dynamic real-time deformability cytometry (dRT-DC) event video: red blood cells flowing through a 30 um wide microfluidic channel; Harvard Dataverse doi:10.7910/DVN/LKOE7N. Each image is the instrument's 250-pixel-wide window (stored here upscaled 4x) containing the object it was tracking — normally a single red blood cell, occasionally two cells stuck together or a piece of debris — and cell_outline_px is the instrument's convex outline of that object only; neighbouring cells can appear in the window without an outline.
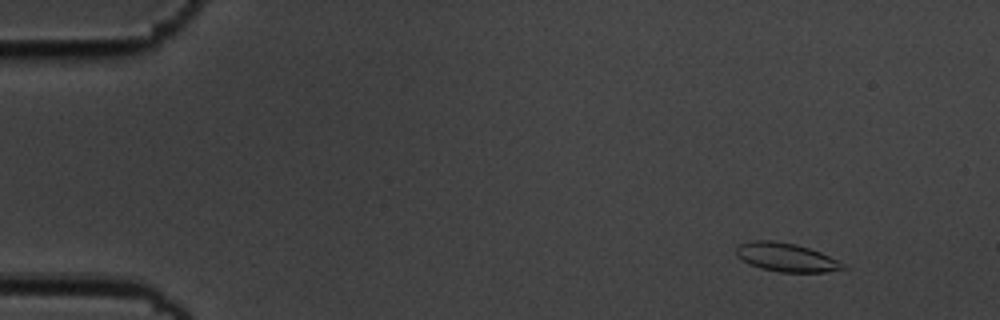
{"species": "common noctule bat (a hibernating species)", "species_latin": "Nyctalus noctula", "temperature_condition": "cold", "stored_images_in_passage": 55, "camera_frame_rate_fps": 3000, "um_per_image_px": 0.085, "animal": {"sex": "male", "body_mass_g": 19.5, "forearm_length_mm": 54.6}, "frame": {"image": 1, "passage_image": 5, "time_ms": 1.333, "image_size_px": [1000, 320], "cell_outline_px": [[848, 268], [824, 272], [780, 272], [760, 268], [748, 264], [736, 256], [736, 248], [740, 244], [752, 240], [772, 240], [796, 244], [820, 252], [844, 264]], "centroid_in_image_um": [66.78, 21.87], "position_along_channel_um": 18.2, "area_um2": 17.74}}
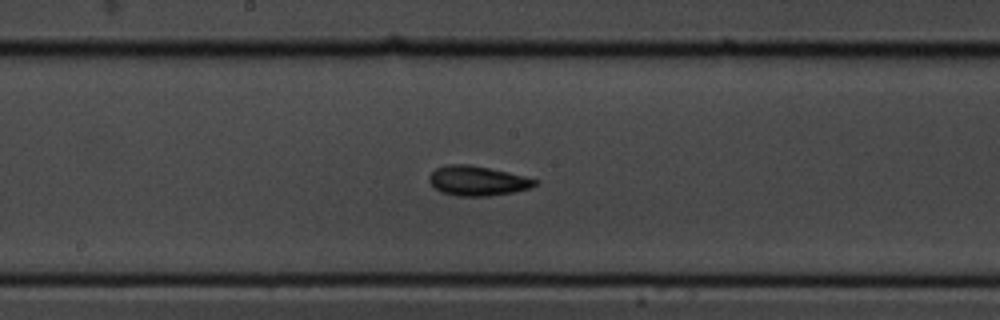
{"frame": {"image": 2, "passage_image": 29, "time_ms": 9.333, "image_size_px": [1000, 320], "cell_outline_px": [[540, 184], [532, 188], [512, 192], [488, 196], [456, 196], [440, 192], [428, 180], [428, 176], [436, 168], [448, 164], [468, 164], [508, 172], [540, 180]], "centroid_in_image_um": [40.61, 15.37], "position_along_channel_um": 207.6, "area_um2": 18.44}}
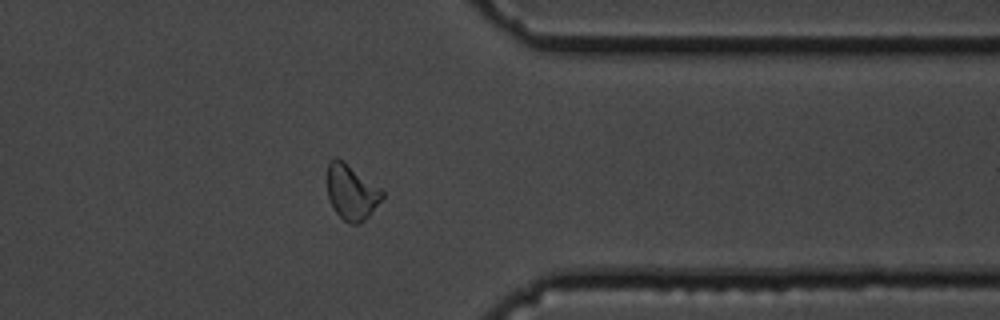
{"frame": {"image": 3, "passage_image": 44, "time_ms": 14.333, "image_size_px": [1000, 320], "cell_outline_px": [[384, 196], [372, 212], [360, 224], [348, 224], [336, 212], [328, 196], [328, 164], [336, 156], [380, 188], [384, 192]], "centroid_in_image_um": [29.88, 16.36], "position_along_channel_um": 381.5, "area_um2": 17.28}, "authors_computed_cell_mechanics": {"area_um2": 17.8024, "velocity_mm_per_s": 3.6266, "shape_relaxation_time_tau1_ms": 3.99, "shape_relaxation_time_tau2_ms": 2.5333, "deformation_change_tau1": 0.12, "deformation_change_tau2": 0.0807}}